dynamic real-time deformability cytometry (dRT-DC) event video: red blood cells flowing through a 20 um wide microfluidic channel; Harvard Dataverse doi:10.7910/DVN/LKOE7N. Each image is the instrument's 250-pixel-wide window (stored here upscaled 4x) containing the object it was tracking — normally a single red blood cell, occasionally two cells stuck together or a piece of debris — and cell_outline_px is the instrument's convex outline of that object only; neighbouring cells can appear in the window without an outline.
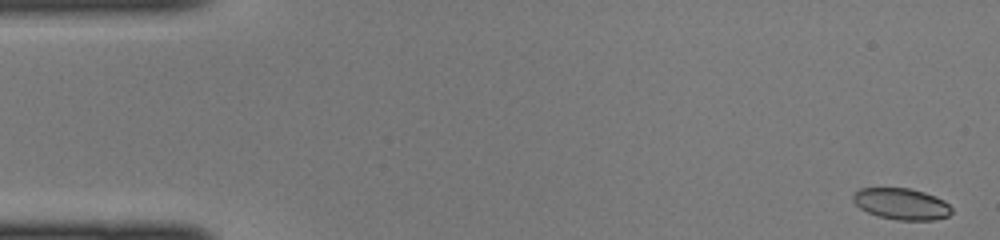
{"species": "common noctule bat (a hibernating species)", "species_latin": "Nyctalus noctula", "temperature_condition": "cold", "stored_images_in_passage": 12, "camera_frame_rate_fps": 3000, "um_per_image_px": 0.085, "animal": {"sex": "female", "body_mass_g": 22.0, "forearm_length_mm": 56.7}, "frame": {"image": 1, "passage_image": 1, "time_ms": 0.0, "image_size_px": [1000, 240], "cell_outline_px": [[952, 212], [948, 216], [936, 220], [896, 220], [880, 216], [868, 212], [860, 208], [852, 200], [852, 196], [860, 188], [908, 188], [924, 192], [936, 196], [944, 200], [952, 208]], "centroid_in_image_um": [76.65, 17.33], "position_along_channel_um": 8.4, "area_um2": 18.03}}
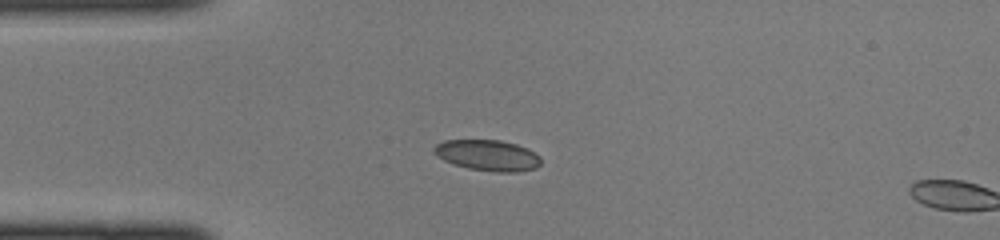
{"frame": {"image": 2, "passage_image": 11, "time_ms": 3.333, "image_size_px": [1000, 240], "cell_outline_px": [[540, 164], [536, 168], [516, 172], [496, 172], [468, 168], [452, 164], [444, 160], [432, 152], [432, 148], [436, 144], [444, 140], [500, 140], [516, 144], [528, 148], [536, 152], [540, 156]], "centroid_in_image_um": [41.45, 13.2], "position_along_channel_um": 43.6, "area_um2": 19.42}}